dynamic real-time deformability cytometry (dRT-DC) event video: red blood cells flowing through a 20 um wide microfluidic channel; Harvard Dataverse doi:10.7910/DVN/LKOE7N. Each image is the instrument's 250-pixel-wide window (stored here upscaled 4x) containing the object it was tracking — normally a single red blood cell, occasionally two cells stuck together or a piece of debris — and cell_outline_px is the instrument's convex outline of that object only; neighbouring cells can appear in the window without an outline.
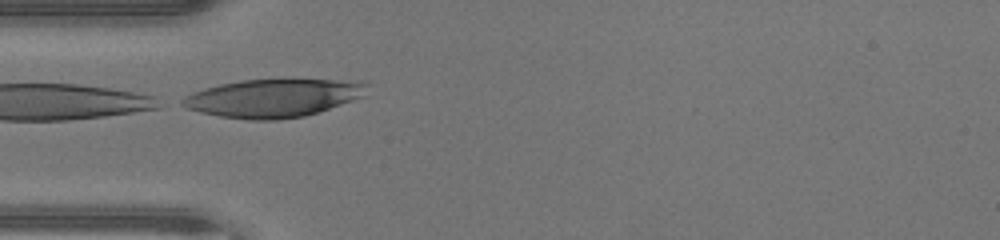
{"species": "human", "species_latin": "Homo sapiens", "temperature_condition": "warm", "stored_images_in_passage": 10, "camera_frame_rate_fps": 3000, "um_per_image_px": 0.085, "donor": {"sex": "male"}, "frame": {"image": 1, "passage_image": 1, "time_ms": 0.0, "image_size_px": [1000, 240], "cell_outline_px": [[368, 84], [364, 96], [304, 116], [276, 120], [252, 120], [220, 116], [200, 112], [188, 108], [180, 104], [180, 100], [184, 96], [192, 92], [204, 88], [220, 84], [244, 80], [360, 80]], "centroid_in_image_um": [23.2, 8.33], "position_along_channel_um": 61.8, "area_um2": 40.63}}
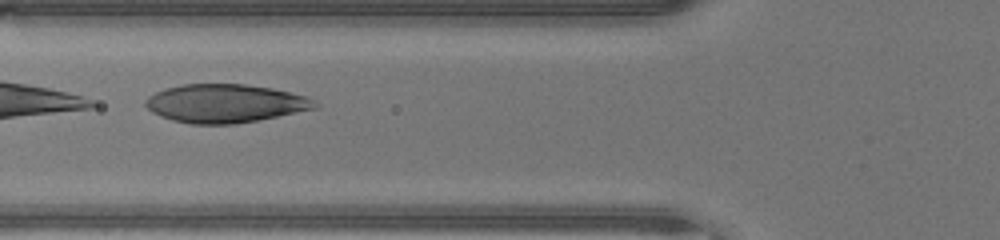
{"frame": {"image": 2, "passage_image": 4, "time_ms": 1.0, "image_size_px": [1000, 240], "cell_outline_px": [[320, 104], [316, 108], [236, 124], [192, 124], [172, 120], [160, 116], [152, 112], [144, 104], [144, 100], [148, 96], [164, 88], [180, 84], [244, 84], [272, 88], [304, 96], [316, 100]], "centroid_in_image_um": [19.1, 8.78], "position_along_channel_um": 106.7, "area_um2": 37.86}}